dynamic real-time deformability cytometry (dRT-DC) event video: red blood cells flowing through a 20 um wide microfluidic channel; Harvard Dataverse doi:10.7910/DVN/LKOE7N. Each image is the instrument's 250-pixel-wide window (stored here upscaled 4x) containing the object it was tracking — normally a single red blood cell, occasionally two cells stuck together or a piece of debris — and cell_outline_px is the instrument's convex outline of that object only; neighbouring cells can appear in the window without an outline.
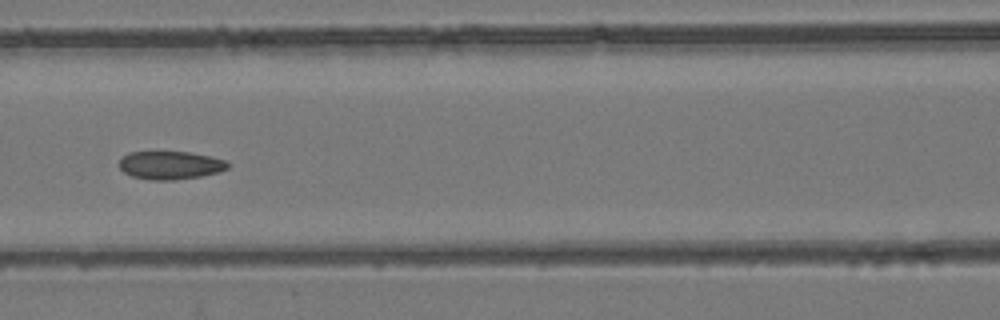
{"species": "common noctule bat (a hibernating species)", "species_latin": "Nyctalus noctula", "temperature_condition": "room temperature", "stored_images_in_passage": 7, "camera_frame_rate_fps": 3000, "um_per_image_px": 0.085, "animal": {"sex": "female", "body_mass_g": 24.6, "forearm_length_mm": 56.2}, "frame": {"image": 1, "passage_image": 7, "time_ms": 7.667, "image_size_px": [1000, 320], "cell_outline_px": [[232, 164], [228, 168], [220, 172], [200, 176], [172, 180], [152, 180], [132, 176], [124, 172], [120, 168], [120, 160], [128, 152], [188, 152], [228, 160]], "centroid_in_image_um": [14.53, 14.04], "position_along_channel_um": 152.1, "area_um2": 17.8}}